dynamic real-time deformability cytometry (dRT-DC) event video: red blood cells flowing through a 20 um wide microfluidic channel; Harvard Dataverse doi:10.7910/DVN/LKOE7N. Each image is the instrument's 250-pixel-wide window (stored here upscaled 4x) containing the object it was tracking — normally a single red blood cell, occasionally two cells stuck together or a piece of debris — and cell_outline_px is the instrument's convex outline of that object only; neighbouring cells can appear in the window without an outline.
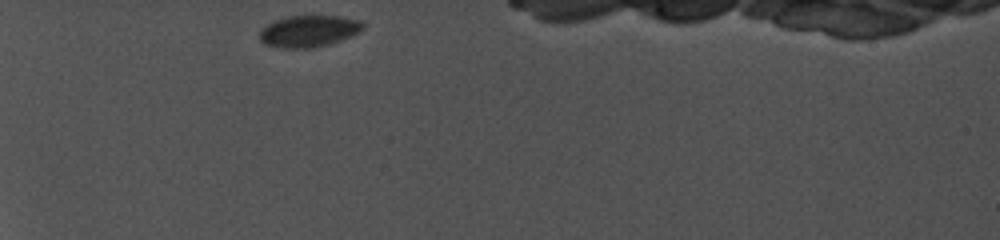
{"species": "common noctule bat (a hibernating species)", "species_latin": "Nyctalus noctula", "temperature_condition": "cold", "stored_images_in_passage": 41, "camera_frame_rate_fps": 5000, "um_per_image_px": 0.085, "animal": {"sex": "female", "body_mass_g": 19.0, "forearm_length_mm": 56.7}, "frame": {"image": 1, "passage_image": 1, "time_ms": 0.0, "image_size_px": [1000, 240], "cell_outline_px": [[364, 28], [360, 32], [352, 36], [328, 44], [312, 48], [280, 48], [264, 44], [260, 40], [260, 28], [272, 20], [288, 16], [340, 16], [360, 20], [364, 24]], "centroid_in_image_um": [26.22, 2.64], "position_along_channel_um": 58.8, "area_um2": 19.31}}
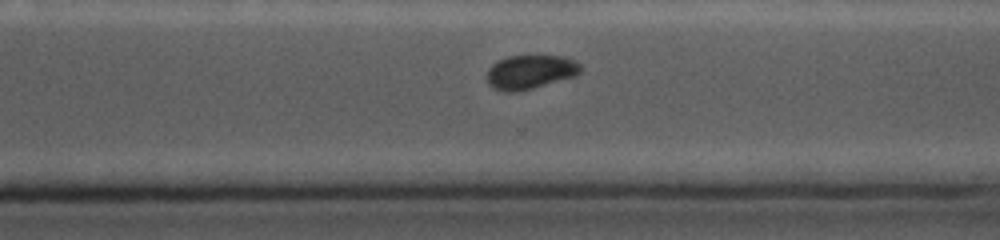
{"frame": {"image": 2, "passage_image": 30, "time_ms": 8.0, "image_size_px": [1000, 240], "cell_outline_px": [[584, 68], [576, 76], [532, 88], [516, 92], [504, 92], [492, 88], [488, 84], [488, 68], [492, 64], [508, 56], [564, 56], [580, 64]], "centroid_in_image_um": [45.08, 6.12], "position_along_channel_um": 325.5, "area_um2": 18.55}}
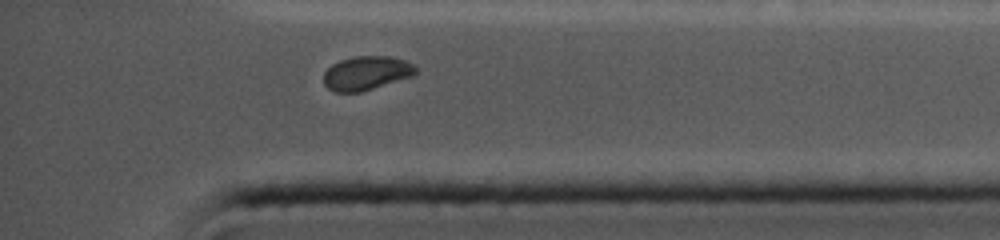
{"frame": {"image": 3, "passage_image": 38, "time_ms": 10.0, "image_size_px": [1000, 240], "cell_outline_px": [[416, 72], [412, 76], [360, 92], [336, 92], [328, 88], [324, 84], [324, 72], [332, 64], [340, 60], [352, 56], [388, 56], [404, 60], [412, 64], [416, 68]], "centroid_in_image_um": [31.11, 6.2], "position_along_channel_um": 404.1, "area_um2": 18.03}}